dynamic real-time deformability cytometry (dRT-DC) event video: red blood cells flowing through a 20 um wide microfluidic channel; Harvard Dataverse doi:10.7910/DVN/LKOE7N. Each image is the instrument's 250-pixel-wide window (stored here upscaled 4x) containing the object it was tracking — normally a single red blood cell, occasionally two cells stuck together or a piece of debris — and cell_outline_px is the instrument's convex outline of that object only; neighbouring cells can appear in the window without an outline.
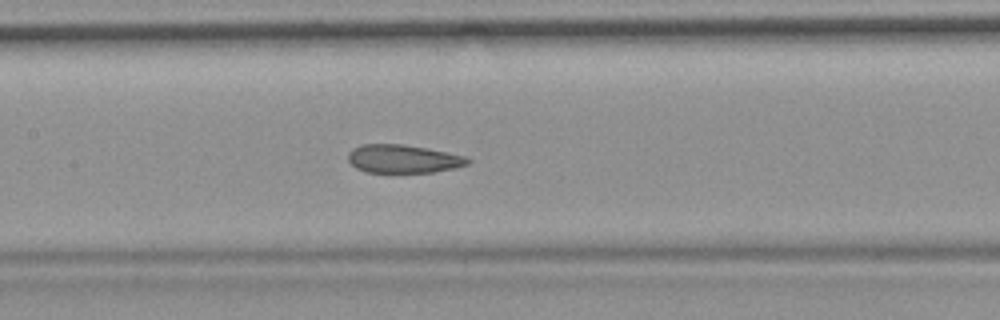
{"species": "common noctule bat (a hibernating species)", "species_latin": "Nyctalus noctula", "temperature_condition": "room temperature", "stored_images_in_passage": 44, "camera_frame_rate_fps": 3000, "um_per_image_px": 0.085, "animal": {"sex": "female", "body_mass_g": 19.9}, "frame": {"image": 1, "passage_image": 19, "time_ms": 6.0, "image_size_px": [1000, 320], "cell_outline_px": [[472, 160], [468, 164], [456, 168], [432, 172], [364, 172], [356, 168], [348, 160], [348, 152], [352, 148], [360, 144], [400, 144], [448, 152], [468, 156]], "centroid_in_image_um": [34.28, 13.5], "position_along_channel_um": 173.1, "area_um2": 19.83}, "authors_computed_cell_mechanics": {"area_um2": 20.3456, "velocity_mm_per_s": 3.694, "shape_relaxation_time_tau1_ms": null, "shape_relaxation_time_tau2_ms": 2.1729, "deformation_change_tau1": null, "deformation_change_tau2": 0.0895}}